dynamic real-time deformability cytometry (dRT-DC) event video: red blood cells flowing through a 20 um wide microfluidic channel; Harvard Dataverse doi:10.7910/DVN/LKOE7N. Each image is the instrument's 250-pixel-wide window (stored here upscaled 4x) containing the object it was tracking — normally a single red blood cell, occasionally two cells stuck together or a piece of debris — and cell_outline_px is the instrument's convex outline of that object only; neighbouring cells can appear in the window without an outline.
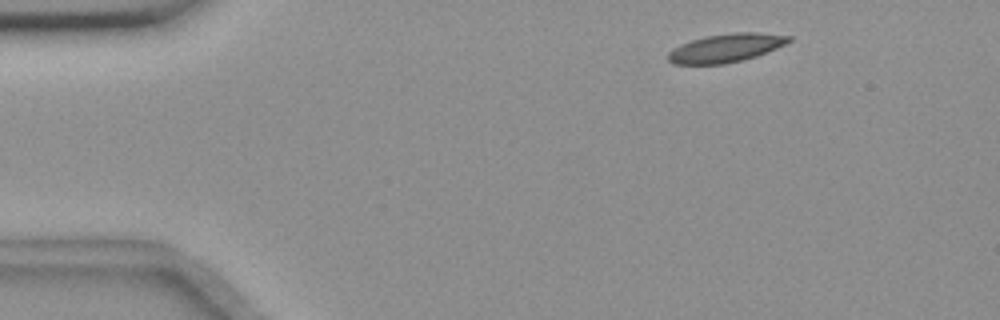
{"species": "common noctule bat (a hibernating species)", "species_latin": "Nyctalus noctula", "temperature_condition": "room temperature", "stored_images_in_passage": 18, "camera_frame_rate_fps": 3000, "um_per_image_px": 0.085, "animal": {"sex": "female", "body_mass_g": 18.4}, "frame": {"image": 1, "passage_image": 4, "time_ms": 1.0, "image_size_px": [1000, 320], "cell_outline_px": [[792, 40], [776, 48], [756, 56], [744, 60], [724, 64], [676, 64], [668, 60], [668, 52], [672, 48], [680, 44], [704, 36], [736, 32], [756, 32], [792, 36]], "centroid_in_image_um": [61.69, 4.07], "position_along_channel_um": 23.3, "area_um2": 20.0}}